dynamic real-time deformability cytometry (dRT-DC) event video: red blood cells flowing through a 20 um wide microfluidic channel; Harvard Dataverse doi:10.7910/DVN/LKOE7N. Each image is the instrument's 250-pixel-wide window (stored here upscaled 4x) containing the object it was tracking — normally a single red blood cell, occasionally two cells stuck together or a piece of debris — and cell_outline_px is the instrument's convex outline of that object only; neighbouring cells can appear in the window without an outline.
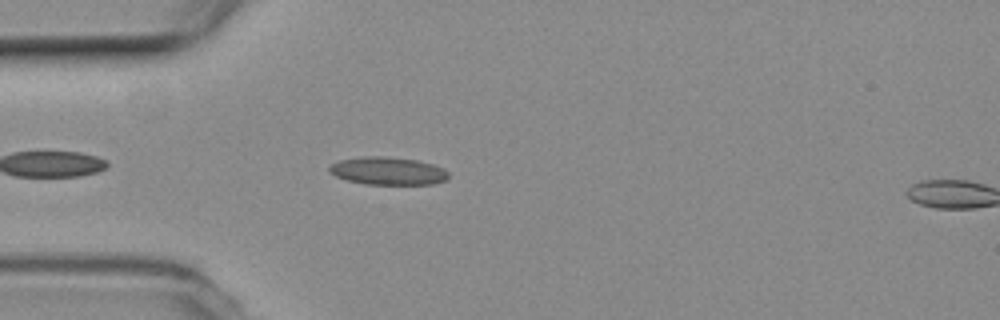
{"species": "common noctule bat (a hibernating species)", "species_latin": "Nyctalus noctula", "temperature_condition": "room temperature", "stored_images_in_passage": 4, "camera_frame_rate_fps": 3000, "um_per_image_px": 0.085, "animal": {"sex": "female", "body_mass_g": 19.3, "forearm_length_mm": 54.1}, "frame": {"image": 1, "passage_image": 3, "time_ms": 0.667, "image_size_px": [1000, 320], "cell_outline_px": [[448, 176], [444, 180], [432, 184], [364, 184], [348, 180], [336, 176], [328, 172], [328, 168], [332, 164], [340, 160], [364, 156], [384, 156], [416, 160], [432, 164], [444, 168], [448, 172]], "centroid_in_image_um": [32.95, 14.52], "position_along_channel_um": 52.0, "area_um2": 19.19}}